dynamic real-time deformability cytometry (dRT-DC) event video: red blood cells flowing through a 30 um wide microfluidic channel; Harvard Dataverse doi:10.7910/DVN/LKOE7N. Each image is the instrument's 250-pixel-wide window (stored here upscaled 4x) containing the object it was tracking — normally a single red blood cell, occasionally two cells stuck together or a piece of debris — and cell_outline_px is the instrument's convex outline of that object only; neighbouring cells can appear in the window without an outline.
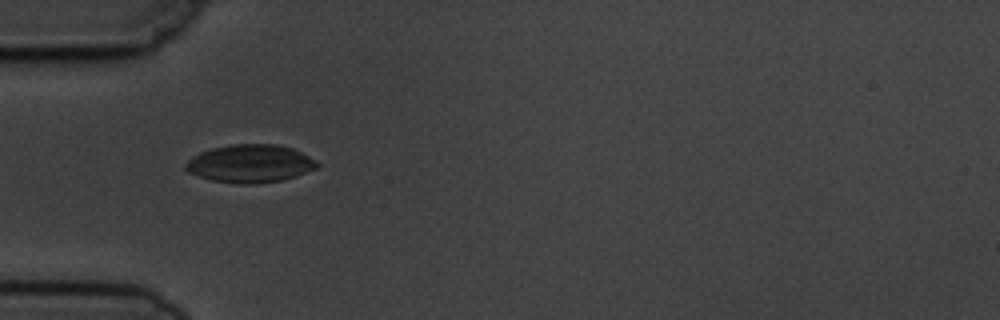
{"species": "common noctule bat (a hibernating species)", "species_latin": "Nyctalus noctula", "temperature_condition": "cold", "stored_images_in_passage": 1, "camera_frame_rate_fps": 3000, "um_per_image_px": 0.085, "animal": {"sex": "male", "body_mass_g": 19.5, "forearm_length_mm": 54.6}, "frame": {"image": 1, "passage_image": 1, "time_ms": 0.0, "image_size_px": [1000, 320], "cell_outline_px": [[320, 164], [316, 168], [296, 176], [284, 180], [252, 184], [240, 184], [212, 180], [188, 172], [184, 168], [184, 164], [192, 156], [200, 152], [212, 148], [232, 144], [276, 144], [292, 148], [316, 160]], "centroid_in_image_um": [21.25, 13.9], "position_along_channel_um": 63.7, "area_um2": 29.07}}